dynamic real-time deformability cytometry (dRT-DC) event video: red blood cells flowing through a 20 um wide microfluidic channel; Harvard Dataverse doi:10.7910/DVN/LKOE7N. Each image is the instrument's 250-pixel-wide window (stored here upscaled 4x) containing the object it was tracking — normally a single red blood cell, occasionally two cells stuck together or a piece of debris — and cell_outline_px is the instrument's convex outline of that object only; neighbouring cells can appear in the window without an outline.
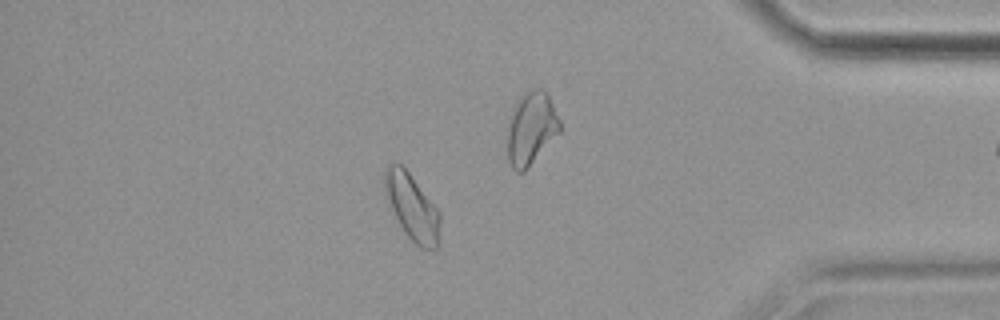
{"species": "common noctule bat (a hibernating species)", "species_latin": "Nyctalus noctula", "temperature_condition": "cold", "stored_images_in_passage": 57, "camera_frame_rate_fps": 3000, "um_per_image_px": 0.085, "animal": {"sex": "female", "body_mass_g": 19.9}, "frame": {"image": 1, "passage_image": 49, "time_ms": 16.0, "image_size_px": [1000, 320], "cell_outline_px": [[440, 244], [436, 248], [420, 248], [400, 228], [384, 196], [384, 168], [388, 164], [404, 164], [440, 212]], "centroid_in_image_um": [35.0, 17.57], "position_along_channel_um": 400.2, "area_um2": 22.02}, "authors_computed_cell_mechanics": {"area_um2": 20.1722, "velocity_mm_per_s": 3.5631, "shape_relaxation_time_tau1_ms": 8.7691, "shape_relaxation_time_tau2_ms": 3.0338, "deformation_change_tau1": 0.1649, "deformation_change_tau2": 0.0869}}